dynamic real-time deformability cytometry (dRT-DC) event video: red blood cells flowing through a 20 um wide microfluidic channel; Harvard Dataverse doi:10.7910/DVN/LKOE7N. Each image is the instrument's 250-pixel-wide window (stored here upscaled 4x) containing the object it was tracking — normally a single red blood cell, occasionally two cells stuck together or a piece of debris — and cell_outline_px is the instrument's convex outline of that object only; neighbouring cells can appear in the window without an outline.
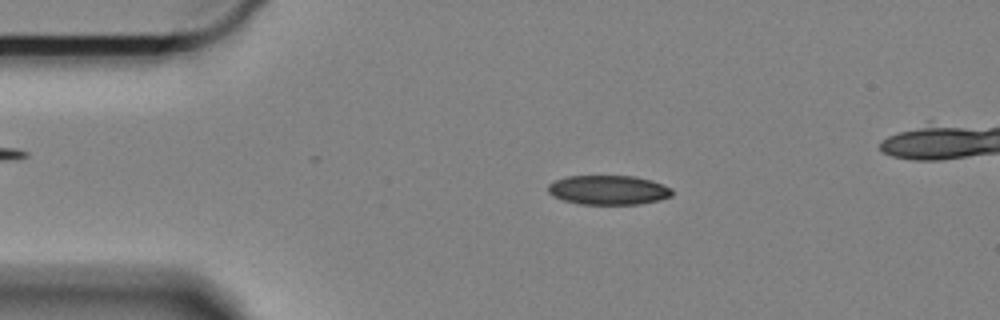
{"species": "Egyptian fruit bat (a non-hibernating species)", "species_latin": "Rousettus aegyptiacus", "temperature_condition": "cold", "stored_images_in_passage": 52, "camera_frame_rate_fps": 3000, "um_per_image_px": 0.085, "animal": {"sex": "female"}, "frame": {"image": 1, "passage_image": 2, "time_ms": 0.333, "image_size_px": [1000, 320], "cell_outline_px": [[672, 196], [640, 204], [580, 204], [564, 200], [552, 196], [548, 192], [548, 184], [556, 180], [568, 176], [636, 176], [652, 180], [672, 188]], "centroid_in_image_um": [51.71, 16.14], "position_along_channel_um": 33.3, "area_um2": 21.21}}
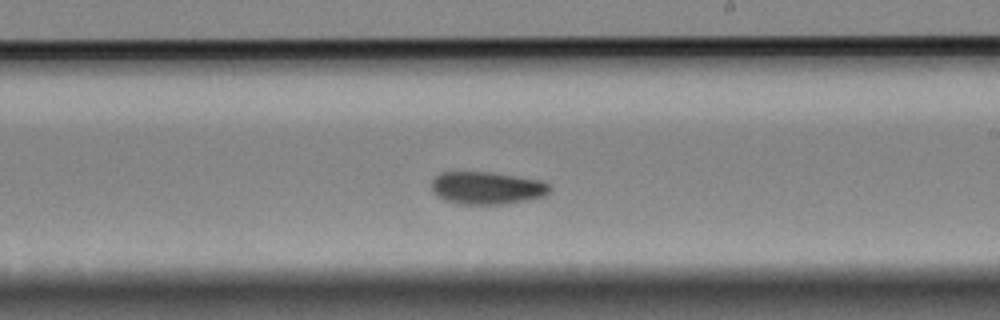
{"frame": {"image": 2, "passage_image": 25, "time_ms": 8.0, "image_size_px": [1000, 320], "cell_outline_px": [[552, 192], [544, 196], [504, 204], [456, 204], [444, 200], [436, 196], [432, 192], [432, 176], [440, 172], [492, 172], [544, 180], [552, 188]], "centroid_in_image_um": [41.38, 15.97], "position_along_channel_um": 247.6, "area_um2": 22.89}}
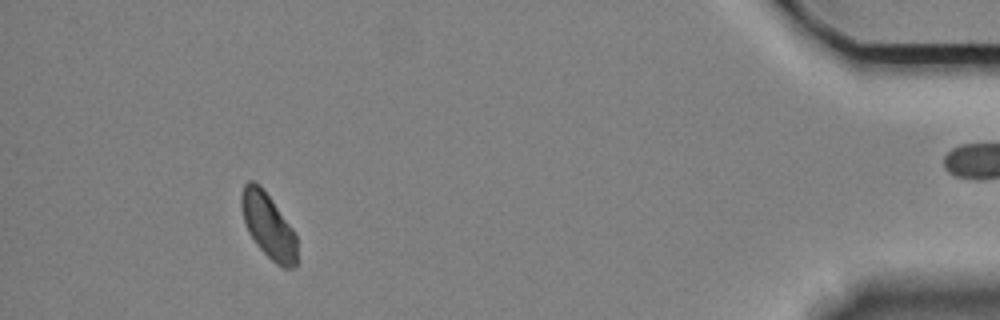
{"frame": {"image": 3, "passage_image": 46, "time_ms": 15.0, "image_size_px": [1000, 320], "cell_outline_px": [[296, 264], [292, 268], [284, 268], [276, 264], [256, 244], [248, 232], [244, 220], [240, 204], [240, 196], [244, 184], [248, 180], [252, 180], [260, 184], [272, 200], [292, 228], [296, 236]], "centroid_in_image_um": [22.78, 19.16], "position_along_channel_um": 412.4, "area_um2": 20.92}}